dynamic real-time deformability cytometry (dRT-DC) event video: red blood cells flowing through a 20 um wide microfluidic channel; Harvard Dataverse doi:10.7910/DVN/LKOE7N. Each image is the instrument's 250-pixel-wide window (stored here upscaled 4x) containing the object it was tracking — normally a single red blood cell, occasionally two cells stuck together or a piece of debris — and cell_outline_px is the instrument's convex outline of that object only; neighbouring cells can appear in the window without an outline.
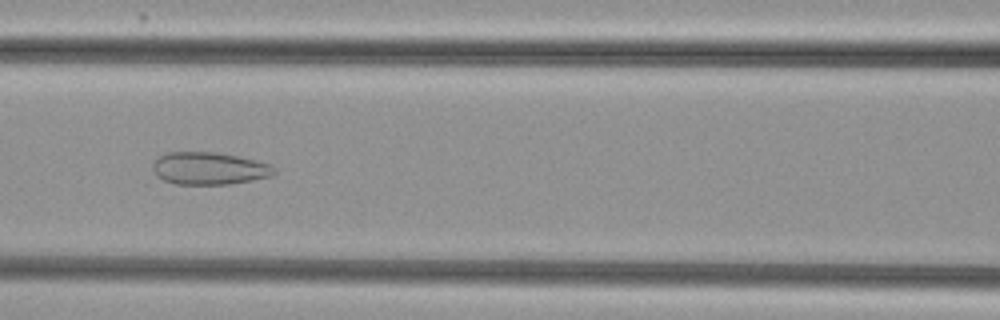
{"species": "common noctule bat (a hibernating species)", "species_latin": "Nyctalus noctula", "temperature_condition": "cold", "stored_images_in_passage": 37, "camera_frame_rate_fps": 3000, "um_per_image_px": 0.085, "animal": {"sex": "female", "body_mass_g": 29.2, "forearm_length_mm": 56.3}, "frame": {"image": 1, "passage_image": 8, "time_ms": 2.333, "image_size_px": [1000, 320], "cell_outline_px": [[276, 172], [272, 176], [252, 180], [228, 184], [176, 184], [164, 180], [156, 176], [152, 168], [152, 164], [160, 156], [168, 152], [216, 152], [256, 160], [272, 164], [276, 168]], "centroid_in_image_um": [17.8, 14.31], "position_along_channel_um": 148.8, "area_um2": 23.0}}
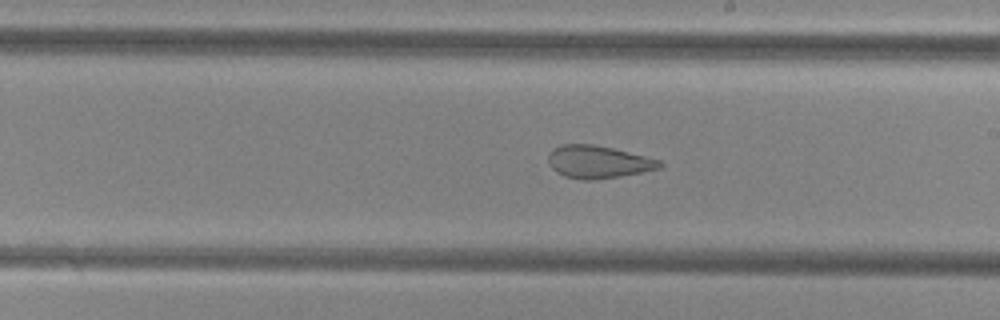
{"frame": {"image": 2, "passage_image": 15, "time_ms": 4.667, "image_size_px": [1000, 320], "cell_outline_px": [[664, 168], [620, 176], [592, 180], [584, 180], [564, 176], [556, 172], [548, 164], [548, 156], [552, 148], [560, 144], [592, 144], [612, 148], [660, 160], [664, 164]], "centroid_in_image_um": [50.83, 13.76], "position_along_channel_um": 238.2, "area_um2": 21.27}}
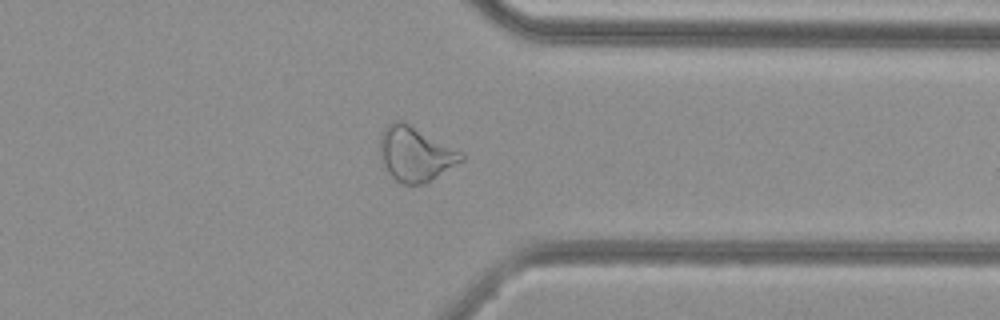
{"frame": {"image": 3, "passage_image": 26, "time_ms": 8.333, "image_size_px": [1000, 320], "cell_outline_px": [[464, 160], [424, 184], [404, 184], [396, 180], [388, 172], [380, 156], [380, 136], [384, 128], [392, 120], [400, 120], [408, 124], [460, 152], [464, 156]], "centroid_in_image_um": [35.26, 13.1], "position_along_channel_um": 376.1, "area_um2": 25.2}, "authors_computed_cell_mechanics": {"area_um2": 23.698, "velocity_mm_per_s": 3.8378, "shape_relaxation_time_tau1_ms": null, "shape_relaxation_time_tau2_ms": 1.5083, "deformation_change_tau1": null, "deformation_change_tau2": 0.0951}}